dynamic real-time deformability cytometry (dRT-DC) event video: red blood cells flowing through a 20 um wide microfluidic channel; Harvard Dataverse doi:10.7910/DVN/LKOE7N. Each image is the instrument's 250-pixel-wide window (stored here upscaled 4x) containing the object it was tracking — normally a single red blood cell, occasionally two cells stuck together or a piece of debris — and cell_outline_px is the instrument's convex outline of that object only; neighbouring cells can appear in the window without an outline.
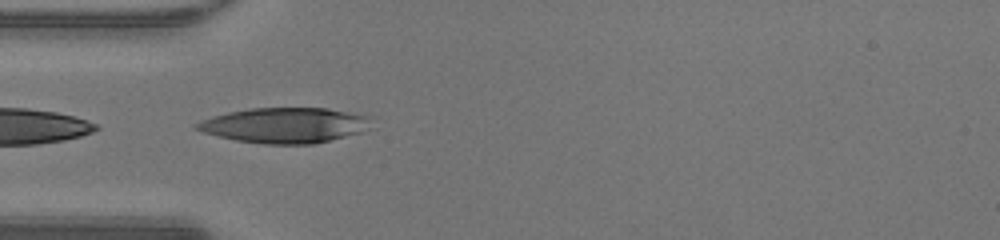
{"species": "human", "species_latin": "Homo sapiens", "temperature_condition": "warm", "stored_images_in_passage": 33, "camera_frame_rate_fps": 3000, "um_per_image_px": 0.085, "donor": {"sex": "male"}, "frame": {"image": 1, "passage_image": 1, "time_ms": 0.0, "image_size_px": [1000, 240], "cell_outline_px": [[368, 116], [360, 132], [312, 144], [264, 144], [236, 140], [204, 132], [196, 128], [196, 124], [212, 116], [228, 112], [252, 108], [328, 108]], "centroid_in_image_um": [24.12, 10.64], "position_along_channel_um": 60.9, "area_um2": 34.85}}
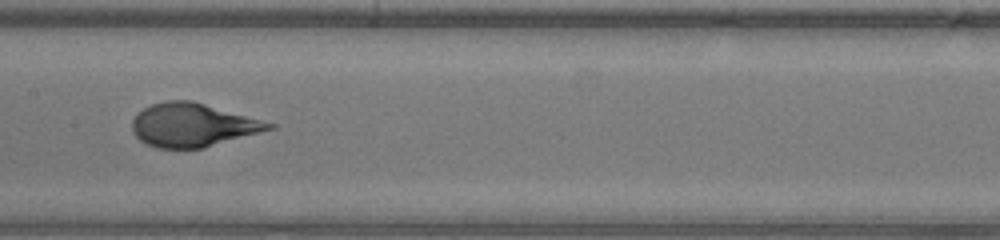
{"frame": {"image": 2, "passage_image": 10, "time_ms": 3.0, "image_size_px": [1000, 240], "cell_outline_px": [[276, 128], [204, 148], [156, 148], [140, 140], [132, 132], [132, 120], [136, 112], [152, 104], [168, 100], [192, 100], [276, 124]], "centroid_in_image_um": [16.37, 10.63], "position_along_channel_um": 191.0, "area_um2": 34.68}}
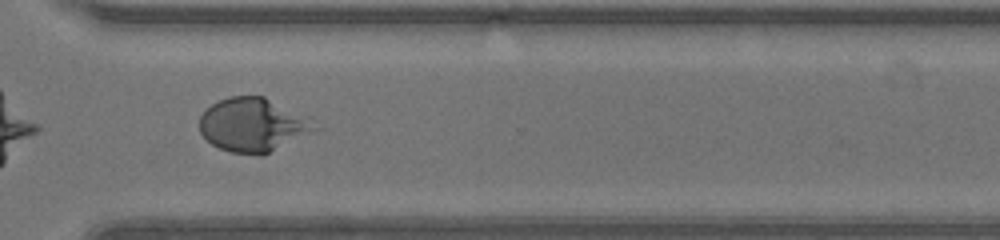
{"frame": {"image": 3, "passage_image": 21, "time_ms": 6.667, "image_size_px": [1000, 240], "cell_outline_px": [[324, 128], [268, 152], [232, 152], [220, 148], [212, 144], [200, 132], [200, 116], [212, 104], [220, 100], [232, 96], [264, 96]], "centroid_in_image_um": [21.5, 10.6], "position_along_channel_um": 349.1, "area_um2": 34.91}, "authors_computed_cell_mechanics": {"area_um2": 34.9112, "velocity_mm_per_s": 4.3242, "shape_relaxation_time_tau1_ms": 4.3829, "shape_relaxation_time_tau2_ms": null, "deformation_change_tau1": 0.2782, "deformation_change_tau2": null}}